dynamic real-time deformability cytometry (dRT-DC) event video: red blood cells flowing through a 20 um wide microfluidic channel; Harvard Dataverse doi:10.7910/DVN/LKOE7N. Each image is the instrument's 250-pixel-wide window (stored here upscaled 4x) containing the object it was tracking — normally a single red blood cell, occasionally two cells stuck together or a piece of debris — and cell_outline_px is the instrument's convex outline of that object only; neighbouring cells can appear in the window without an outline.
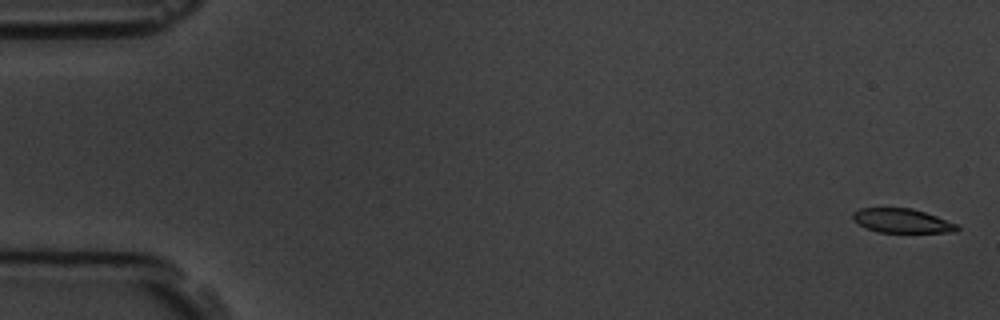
{"species": "common noctule bat (a hibernating species)", "species_latin": "Nyctalus noctula", "temperature_condition": "room temperature", "stored_images_in_passage": 6, "camera_frame_rate_fps": 3000, "um_per_image_px": 0.085, "animal": {"sex": "male", "body_mass_g": 19.5, "forearm_length_mm": 54.6}, "frame": {"image": 1, "passage_image": 1, "time_ms": 0.0, "image_size_px": [1000, 320], "cell_outline_px": [[960, 228], [956, 232], [880, 232], [868, 228], [852, 220], [852, 212], [860, 208], [912, 208], [936, 216], [956, 224]], "centroid_in_image_um": [76.65, 18.76], "position_along_channel_um": 8.3, "area_um2": 14.51}}
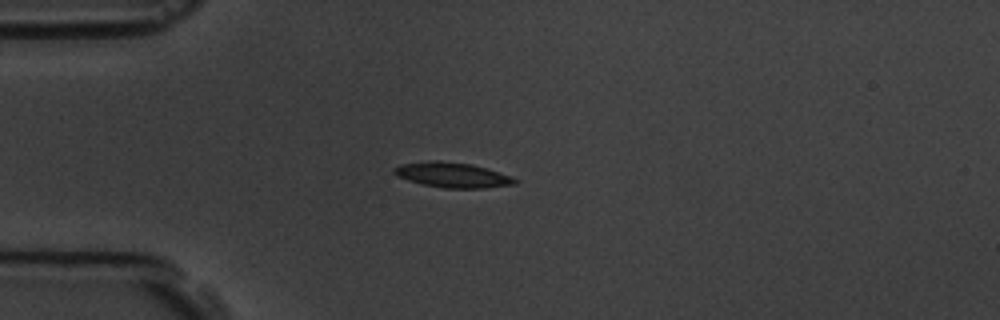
{"frame": {"image": 2, "passage_image": 5, "time_ms": 4.667, "image_size_px": [1000, 320], "cell_outline_px": [[516, 184], [484, 188], [444, 188], [424, 184], [408, 180], [396, 176], [392, 172], [392, 168], [400, 164], [428, 160], [440, 160], [472, 164], [488, 168], [512, 176], [516, 180]], "centroid_in_image_um": [38.43, 14.85], "position_along_channel_um": 46.6, "area_um2": 17.86}}